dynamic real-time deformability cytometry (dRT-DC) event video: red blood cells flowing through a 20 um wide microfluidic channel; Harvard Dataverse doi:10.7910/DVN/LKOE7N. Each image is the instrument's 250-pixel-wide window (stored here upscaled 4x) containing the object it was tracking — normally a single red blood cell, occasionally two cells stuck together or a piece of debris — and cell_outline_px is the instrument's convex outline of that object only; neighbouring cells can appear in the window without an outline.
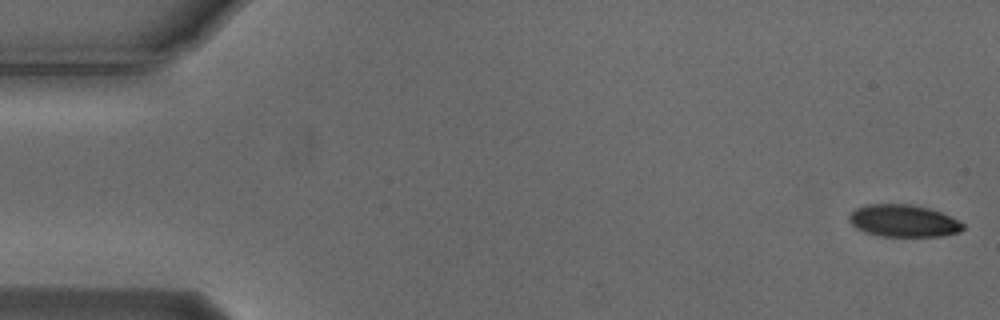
{"species": "Egyptian fruit bat (a non-hibernating species)", "species_latin": "Rousettus aegyptiacus", "temperature_condition": "cold", "stored_images_in_passage": 54, "camera_frame_rate_fps": 3000, "um_per_image_px": 0.085, "animal": {"sex": "male"}, "frame": {"image": 1, "passage_image": 1, "time_ms": 0.0, "image_size_px": [1000, 320], "cell_outline_px": [[964, 228], [960, 232], [940, 236], [880, 236], [864, 232], [856, 228], [848, 220], [848, 216], [856, 208], [868, 204], [912, 204], [928, 208], [940, 212], [960, 220], [964, 224]], "centroid_in_image_um": [76.8, 18.77], "position_along_channel_um": 8.2, "area_um2": 21.44}}
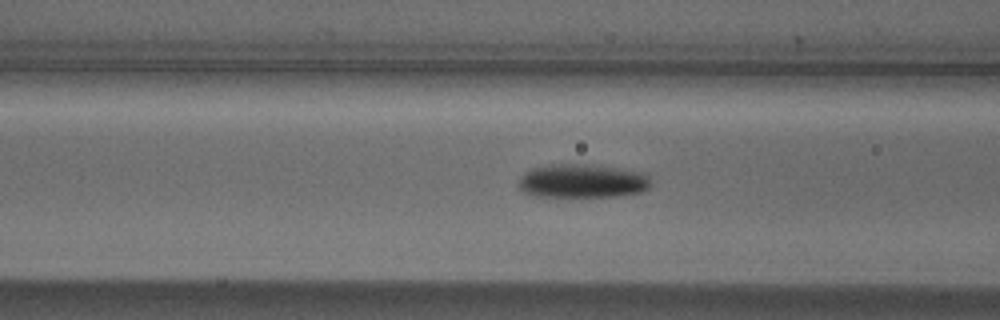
{"frame": {"image": 2, "passage_image": 21, "time_ms": 6.667, "image_size_px": [1000, 320], "cell_outline_px": [[652, 184], [648, 188], [640, 192], [616, 196], [536, 196], [524, 192], [520, 188], [520, 176], [524, 172], [532, 168], [556, 164], [588, 164], [644, 172], [652, 180]], "centroid_in_image_um": [49.53, 15.38], "position_along_channel_um": 117.1, "area_um2": 25.89}}
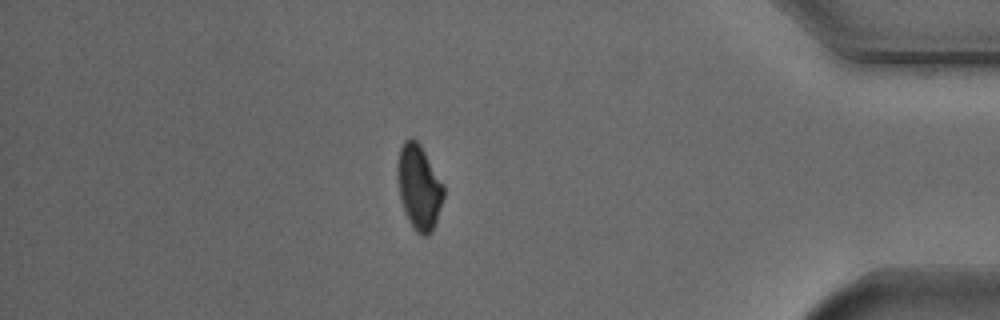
{"frame": {"image": 3, "passage_image": 47, "time_ms": 15.333, "image_size_px": [1000, 320], "cell_outline_px": [[444, 196], [432, 232], [428, 236], [420, 236], [416, 232], [404, 208], [400, 196], [396, 176], [396, 164], [400, 148], [404, 140], [412, 136], [420, 144], [444, 184]], "centroid_in_image_um": [35.61, 15.86], "position_along_channel_um": 399.6, "area_um2": 22.83}, "authors_computed_cell_mechanics": {"area_um2": 23.7558, "velocity_mm_per_s": 3.7272, "shape_relaxation_time_tau1_ms": 3.6712, "shape_relaxation_time_tau2_ms": null, "deformation_change_tau1": 0.1193, "deformation_change_tau2": null}}